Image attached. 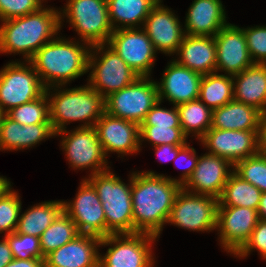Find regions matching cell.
I'll return each instance as SVG.
<instances>
[{"label":"cell","instance_id":"6da1fadb","mask_svg":"<svg viewBox=\"0 0 266 267\" xmlns=\"http://www.w3.org/2000/svg\"><path fill=\"white\" fill-rule=\"evenodd\" d=\"M133 233L159 236L182 186L152 171L132 173Z\"/></svg>","mask_w":266,"mask_h":267},{"label":"cell","instance_id":"7a4b0ae2","mask_svg":"<svg viewBox=\"0 0 266 267\" xmlns=\"http://www.w3.org/2000/svg\"><path fill=\"white\" fill-rule=\"evenodd\" d=\"M62 13L54 8L38 11L4 22L0 27V52L22 53L29 61L61 28Z\"/></svg>","mask_w":266,"mask_h":267},{"label":"cell","instance_id":"3957f363","mask_svg":"<svg viewBox=\"0 0 266 267\" xmlns=\"http://www.w3.org/2000/svg\"><path fill=\"white\" fill-rule=\"evenodd\" d=\"M90 52L88 46L85 48L74 41L53 38L43 45L29 61L45 88H50V86L58 88L59 85H65L68 81L88 72Z\"/></svg>","mask_w":266,"mask_h":267},{"label":"cell","instance_id":"277c9868","mask_svg":"<svg viewBox=\"0 0 266 267\" xmlns=\"http://www.w3.org/2000/svg\"><path fill=\"white\" fill-rule=\"evenodd\" d=\"M51 99V100H50ZM49 118L56 134H66L65 124L72 121L85 122L81 127H94L105 113V99L89 85L63 89L48 99Z\"/></svg>","mask_w":266,"mask_h":267},{"label":"cell","instance_id":"5b68a950","mask_svg":"<svg viewBox=\"0 0 266 267\" xmlns=\"http://www.w3.org/2000/svg\"><path fill=\"white\" fill-rule=\"evenodd\" d=\"M87 179L102 202L106 219V236L133 233L131 182L127 186L110 170L90 175Z\"/></svg>","mask_w":266,"mask_h":267},{"label":"cell","instance_id":"8992f818","mask_svg":"<svg viewBox=\"0 0 266 267\" xmlns=\"http://www.w3.org/2000/svg\"><path fill=\"white\" fill-rule=\"evenodd\" d=\"M82 41L97 53L103 51L114 29L109 21L106 0H69L63 10Z\"/></svg>","mask_w":266,"mask_h":267},{"label":"cell","instance_id":"52a82bcc","mask_svg":"<svg viewBox=\"0 0 266 267\" xmlns=\"http://www.w3.org/2000/svg\"><path fill=\"white\" fill-rule=\"evenodd\" d=\"M158 101L157 83L150 81L148 77L139 76L132 84L105 98V112L141 125Z\"/></svg>","mask_w":266,"mask_h":267},{"label":"cell","instance_id":"ba28073f","mask_svg":"<svg viewBox=\"0 0 266 267\" xmlns=\"http://www.w3.org/2000/svg\"><path fill=\"white\" fill-rule=\"evenodd\" d=\"M123 238H122V237ZM156 236L147 233L110 234L101 238L100 245H114L105 256L99 255L101 267H153L151 242Z\"/></svg>","mask_w":266,"mask_h":267},{"label":"cell","instance_id":"9c48e42d","mask_svg":"<svg viewBox=\"0 0 266 267\" xmlns=\"http://www.w3.org/2000/svg\"><path fill=\"white\" fill-rule=\"evenodd\" d=\"M27 62L30 67L20 62H10L0 71V109L5 113L39 98L45 92L46 88L34 66Z\"/></svg>","mask_w":266,"mask_h":267},{"label":"cell","instance_id":"30bf717a","mask_svg":"<svg viewBox=\"0 0 266 267\" xmlns=\"http://www.w3.org/2000/svg\"><path fill=\"white\" fill-rule=\"evenodd\" d=\"M219 200L213 196L178 192L167 223L193 231H211L217 228Z\"/></svg>","mask_w":266,"mask_h":267},{"label":"cell","instance_id":"8fae6325","mask_svg":"<svg viewBox=\"0 0 266 267\" xmlns=\"http://www.w3.org/2000/svg\"><path fill=\"white\" fill-rule=\"evenodd\" d=\"M100 59L89 54L88 69H92L89 86L104 99L110 94L132 84L139 75L109 45Z\"/></svg>","mask_w":266,"mask_h":267},{"label":"cell","instance_id":"7c38bea8","mask_svg":"<svg viewBox=\"0 0 266 267\" xmlns=\"http://www.w3.org/2000/svg\"><path fill=\"white\" fill-rule=\"evenodd\" d=\"M107 44L140 77H149L156 50L143 28L116 29Z\"/></svg>","mask_w":266,"mask_h":267},{"label":"cell","instance_id":"4fadbf2b","mask_svg":"<svg viewBox=\"0 0 266 267\" xmlns=\"http://www.w3.org/2000/svg\"><path fill=\"white\" fill-rule=\"evenodd\" d=\"M76 199L63 202V211L73 220L79 234L106 237V219L102 202L93 185L82 180Z\"/></svg>","mask_w":266,"mask_h":267},{"label":"cell","instance_id":"5bb4252c","mask_svg":"<svg viewBox=\"0 0 266 267\" xmlns=\"http://www.w3.org/2000/svg\"><path fill=\"white\" fill-rule=\"evenodd\" d=\"M211 151L233 166L240 160L259 153L258 130H222L210 128L200 139Z\"/></svg>","mask_w":266,"mask_h":267},{"label":"cell","instance_id":"9a60e30c","mask_svg":"<svg viewBox=\"0 0 266 267\" xmlns=\"http://www.w3.org/2000/svg\"><path fill=\"white\" fill-rule=\"evenodd\" d=\"M68 133L66 137H62L61 146L66 151L68 161L73 168L91 167V175L108 170L106 155L98 140L95 127H77Z\"/></svg>","mask_w":266,"mask_h":267},{"label":"cell","instance_id":"2e32d148","mask_svg":"<svg viewBox=\"0 0 266 267\" xmlns=\"http://www.w3.org/2000/svg\"><path fill=\"white\" fill-rule=\"evenodd\" d=\"M259 220L255 209L218 206L217 229L224 249L235 255L249 240Z\"/></svg>","mask_w":266,"mask_h":267},{"label":"cell","instance_id":"e0dca14e","mask_svg":"<svg viewBox=\"0 0 266 267\" xmlns=\"http://www.w3.org/2000/svg\"><path fill=\"white\" fill-rule=\"evenodd\" d=\"M214 39L216 72L223 70L228 75H235L255 64L247 48L243 29L228 23L214 36Z\"/></svg>","mask_w":266,"mask_h":267},{"label":"cell","instance_id":"ac0fdd59","mask_svg":"<svg viewBox=\"0 0 266 267\" xmlns=\"http://www.w3.org/2000/svg\"><path fill=\"white\" fill-rule=\"evenodd\" d=\"M94 127L106 156L107 152L126 155L140 150V125L136 122L116 118L105 112Z\"/></svg>","mask_w":266,"mask_h":267},{"label":"cell","instance_id":"d6986e66","mask_svg":"<svg viewBox=\"0 0 266 267\" xmlns=\"http://www.w3.org/2000/svg\"><path fill=\"white\" fill-rule=\"evenodd\" d=\"M229 166L233 167L223 157L209 153L204 154L198 158L194 172L182 188L187 192L191 188V193L219 199L229 176L233 173L230 169V172L228 171Z\"/></svg>","mask_w":266,"mask_h":267},{"label":"cell","instance_id":"ffe728a7","mask_svg":"<svg viewBox=\"0 0 266 267\" xmlns=\"http://www.w3.org/2000/svg\"><path fill=\"white\" fill-rule=\"evenodd\" d=\"M160 2L161 0L151 9L143 29L156 52L159 50L165 54H173L177 52L186 34L174 13L161 6Z\"/></svg>","mask_w":266,"mask_h":267},{"label":"cell","instance_id":"44dd1931","mask_svg":"<svg viewBox=\"0 0 266 267\" xmlns=\"http://www.w3.org/2000/svg\"><path fill=\"white\" fill-rule=\"evenodd\" d=\"M202 75L178 64L175 60L167 66L158 85L159 101L167 98L175 106L197 100Z\"/></svg>","mask_w":266,"mask_h":267},{"label":"cell","instance_id":"7402d4cb","mask_svg":"<svg viewBox=\"0 0 266 267\" xmlns=\"http://www.w3.org/2000/svg\"><path fill=\"white\" fill-rule=\"evenodd\" d=\"M101 238L79 234L44 257L45 267H95L99 264L97 247Z\"/></svg>","mask_w":266,"mask_h":267},{"label":"cell","instance_id":"603a6c76","mask_svg":"<svg viewBox=\"0 0 266 267\" xmlns=\"http://www.w3.org/2000/svg\"><path fill=\"white\" fill-rule=\"evenodd\" d=\"M177 54L178 64L201 75L216 72V45L213 36L185 35Z\"/></svg>","mask_w":266,"mask_h":267},{"label":"cell","instance_id":"cb8c5ba5","mask_svg":"<svg viewBox=\"0 0 266 267\" xmlns=\"http://www.w3.org/2000/svg\"><path fill=\"white\" fill-rule=\"evenodd\" d=\"M185 23L186 35L213 37L228 24L220 0H194Z\"/></svg>","mask_w":266,"mask_h":267},{"label":"cell","instance_id":"d4e9b609","mask_svg":"<svg viewBox=\"0 0 266 267\" xmlns=\"http://www.w3.org/2000/svg\"><path fill=\"white\" fill-rule=\"evenodd\" d=\"M232 78L234 101L266 110V64H254Z\"/></svg>","mask_w":266,"mask_h":267},{"label":"cell","instance_id":"484cf974","mask_svg":"<svg viewBox=\"0 0 266 267\" xmlns=\"http://www.w3.org/2000/svg\"><path fill=\"white\" fill-rule=\"evenodd\" d=\"M55 135L51 124L23 126L5 114L0 125V149L18 150L32 147L45 138Z\"/></svg>","mask_w":266,"mask_h":267},{"label":"cell","instance_id":"4316f807","mask_svg":"<svg viewBox=\"0 0 266 267\" xmlns=\"http://www.w3.org/2000/svg\"><path fill=\"white\" fill-rule=\"evenodd\" d=\"M261 111L240 103L231 101L228 104L212 110L211 128L222 130H258Z\"/></svg>","mask_w":266,"mask_h":267},{"label":"cell","instance_id":"83f0119b","mask_svg":"<svg viewBox=\"0 0 266 267\" xmlns=\"http://www.w3.org/2000/svg\"><path fill=\"white\" fill-rule=\"evenodd\" d=\"M109 21L114 30L123 28H135L138 23H144L151 9L159 0H106ZM116 22L122 24L115 26Z\"/></svg>","mask_w":266,"mask_h":267},{"label":"cell","instance_id":"f1b7e54d","mask_svg":"<svg viewBox=\"0 0 266 267\" xmlns=\"http://www.w3.org/2000/svg\"><path fill=\"white\" fill-rule=\"evenodd\" d=\"M63 212V201L38 204L20 215L16 232L40 237Z\"/></svg>","mask_w":266,"mask_h":267},{"label":"cell","instance_id":"f546056e","mask_svg":"<svg viewBox=\"0 0 266 267\" xmlns=\"http://www.w3.org/2000/svg\"><path fill=\"white\" fill-rule=\"evenodd\" d=\"M233 82L232 75L216 72L202 75L198 99L211 110L222 107L234 100Z\"/></svg>","mask_w":266,"mask_h":267},{"label":"cell","instance_id":"4dcf8cb0","mask_svg":"<svg viewBox=\"0 0 266 267\" xmlns=\"http://www.w3.org/2000/svg\"><path fill=\"white\" fill-rule=\"evenodd\" d=\"M261 196V190L250 182L244 181L233 172L218 199V206L247 207L258 210Z\"/></svg>","mask_w":266,"mask_h":267},{"label":"cell","instance_id":"1f68e13d","mask_svg":"<svg viewBox=\"0 0 266 267\" xmlns=\"http://www.w3.org/2000/svg\"><path fill=\"white\" fill-rule=\"evenodd\" d=\"M180 125L184 135L187 137L190 132H195L201 139L211 128L212 110L199 99L176 106Z\"/></svg>","mask_w":266,"mask_h":267},{"label":"cell","instance_id":"d6a6232c","mask_svg":"<svg viewBox=\"0 0 266 267\" xmlns=\"http://www.w3.org/2000/svg\"><path fill=\"white\" fill-rule=\"evenodd\" d=\"M79 235L73 220L63 211L39 237L43 257Z\"/></svg>","mask_w":266,"mask_h":267},{"label":"cell","instance_id":"836d02e7","mask_svg":"<svg viewBox=\"0 0 266 267\" xmlns=\"http://www.w3.org/2000/svg\"><path fill=\"white\" fill-rule=\"evenodd\" d=\"M49 87L39 97L20 106L13 107L5 114L19 124L26 126L31 124H51L49 118ZM49 93V94H48Z\"/></svg>","mask_w":266,"mask_h":267},{"label":"cell","instance_id":"e575fe53","mask_svg":"<svg viewBox=\"0 0 266 267\" xmlns=\"http://www.w3.org/2000/svg\"><path fill=\"white\" fill-rule=\"evenodd\" d=\"M233 168L232 171L241 179L250 182L262 193L266 192V159L261 153L240 160Z\"/></svg>","mask_w":266,"mask_h":267},{"label":"cell","instance_id":"d590c367","mask_svg":"<svg viewBox=\"0 0 266 267\" xmlns=\"http://www.w3.org/2000/svg\"><path fill=\"white\" fill-rule=\"evenodd\" d=\"M21 205L18 194L10 186L0 194V233L7 231L9 235L16 231Z\"/></svg>","mask_w":266,"mask_h":267},{"label":"cell","instance_id":"8d00e7d4","mask_svg":"<svg viewBox=\"0 0 266 267\" xmlns=\"http://www.w3.org/2000/svg\"><path fill=\"white\" fill-rule=\"evenodd\" d=\"M140 145L143 139L150 141L154 147L170 144V145H185L186 136L182 128H171V126H140Z\"/></svg>","mask_w":266,"mask_h":267},{"label":"cell","instance_id":"74e56055","mask_svg":"<svg viewBox=\"0 0 266 267\" xmlns=\"http://www.w3.org/2000/svg\"><path fill=\"white\" fill-rule=\"evenodd\" d=\"M5 238L15 259H44L40 248L39 237L19 234L15 231L14 233L5 235Z\"/></svg>","mask_w":266,"mask_h":267},{"label":"cell","instance_id":"f35d334b","mask_svg":"<svg viewBox=\"0 0 266 267\" xmlns=\"http://www.w3.org/2000/svg\"><path fill=\"white\" fill-rule=\"evenodd\" d=\"M243 32L253 62L255 64H266V26L243 28Z\"/></svg>","mask_w":266,"mask_h":267},{"label":"cell","instance_id":"ab89813d","mask_svg":"<svg viewBox=\"0 0 266 267\" xmlns=\"http://www.w3.org/2000/svg\"><path fill=\"white\" fill-rule=\"evenodd\" d=\"M41 0H0V20L5 21L38 11Z\"/></svg>","mask_w":266,"mask_h":267},{"label":"cell","instance_id":"60d3db41","mask_svg":"<svg viewBox=\"0 0 266 267\" xmlns=\"http://www.w3.org/2000/svg\"><path fill=\"white\" fill-rule=\"evenodd\" d=\"M161 101H158L147 113L140 126H171V128H181L179 113L174 106L172 110L160 108Z\"/></svg>","mask_w":266,"mask_h":267},{"label":"cell","instance_id":"b9f144b4","mask_svg":"<svg viewBox=\"0 0 266 267\" xmlns=\"http://www.w3.org/2000/svg\"><path fill=\"white\" fill-rule=\"evenodd\" d=\"M258 249L260 255L266 260V221L259 220L256 224L251 237L245 245L235 254L239 257H245L253 249Z\"/></svg>","mask_w":266,"mask_h":267},{"label":"cell","instance_id":"7bdbcfd3","mask_svg":"<svg viewBox=\"0 0 266 267\" xmlns=\"http://www.w3.org/2000/svg\"><path fill=\"white\" fill-rule=\"evenodd\" d=\"M180 157L182 159L187 158L186 161H188V166H186V168L183 167L185 171L182 174V178L180 180L178 179V183L183 186L194 172L195 167L197 165L198 157H196L195 149L191 148L189 145H187V143L178 151L175 160H179Z\"/></svg>","mask_w":266,"mask_h":267},{"label":"cell","instance_id":"ee69618b","mask_svg":"<svg viewBox=\"0 0 266 267\" xmlns=\"http://www.w3.org/2000/svg\"><path fill=\"white\" fill-rule=\"evenodd\" d=\"M184 145H179V146H176V145H170V144H163V145H159V146H155V150H156V154L162 158L164 157L163 159L164 160H161L162 162H166V161H169V160H172V159H175L177 154H178V151L183 147Z\"/></svg>","mask_w":266,"mask_h":267},{"label":"cell","instance_id":"f6af8a7d","mask_svg":"<svg viewBox=\"0 0 266 267\" xmlns=\"http://www.w3.org/2000/svg\"><path fill=\"white\" fill-rule=\"evenodd\" d=\"M5 267H45L44 259L32 258L28 260L13 259Z\"/></svg>","mask_w":266,"mask_h":267},{"label":"cell","instance_id":"bcb514c9","mask_svg":"<svg viewBox=\"0 0 266 267\" xmlns=\"http://www.w3.org/2000/svg\"><path fill=\"white\" fill-rule=\"evenodd\" d=\"M13 259L14 257L8 241L6 238H4L2 241H0V267H5Z\"/></svg>","mask_w":266,"mask_h":267},{"label":"cell","instance_id":"7dc6e473","mask_svg":"<svg viewBox=\"0 0 266 267\" xmlns=\"http://www.w3.org/2000/svg\"><path fill=\"white\" fill-rule=\"evenodd\" d=\"M258 146L259 149H266V110L262 111L260 115Z\"/></svg>","mask_w":266,"mask_h":267},{"label":"cell","instance_id":"c3c4849f","mask_svg":"<svg viewBox=\"0 0 266 267\" xmlns=\"http://www.w3.org/2000/svg\"><path fill=\"white\" fill-rule=\"evenodd\" d=\"M257 212L259 215V219L266 221V192L262 193Z\"/></svg>","mask_w":266,"mask_h":267},{"label":"cell","instance_id":"681fc988","mask_svg":"<svg viewBox=\"0 0 266 267\" xmlns=\"http://www.w3.org/2000/svg\"><path fill=\"white\" fill-rule=\"evenodd\" d=\"M11 186L10 182L4 178L0 176V194L8 187Z\"/></svg>","mask_w":266,"mask_h":267},{"label":"cell","instance_id":"f907efd6","mask_svg":"<svg viewBox=\"0 0 266 267\" xmlns=\"http://www.w3.org/2000/svg\"><path fill=\"white\" fill-rule=\"evenodd\" d=\"M4 115H5V112L0 109V125H1V122H2Z\"/></svg>","mask_w":266,"mask_h":267},{"label":"cell","instance_id":"816d5d0a","mask_svg":"<svg viewBox=\"0 0 266 267\" xmlns=\"http://www.w3.org/2000/svg\"><path fill=\"white\" fill-rule=\"evenodd\" d=\"M259 153H261L263 157L266 159V149H259Z\"/></svg>","mask_w":266,"mask_h":267}]
</instances>
